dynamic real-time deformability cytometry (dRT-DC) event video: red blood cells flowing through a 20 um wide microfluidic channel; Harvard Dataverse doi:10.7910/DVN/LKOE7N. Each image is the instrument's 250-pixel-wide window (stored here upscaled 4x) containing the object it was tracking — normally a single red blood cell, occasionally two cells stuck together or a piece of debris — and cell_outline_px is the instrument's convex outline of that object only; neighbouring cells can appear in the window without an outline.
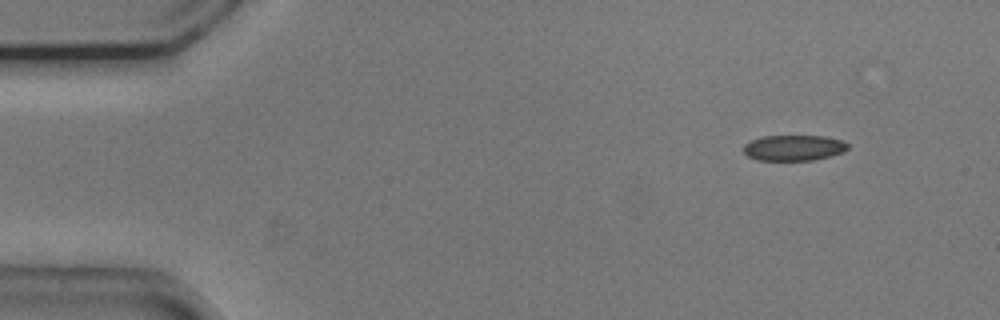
{"species": "common noctule bat (a hibernating species)", "species_latin": "Nyctalus noctula", "temperature_condition": "cold", "stored_images_in_passage": 42, "camera_frame_rate_fps": 3000, "um_per_image_px": 0.085, "animal": {"sex": "male", "body_mass_g": 20.5, "forearm_length_mm": 52.5}, "frame": {"image": 1, "passage_image": 1, "time_ms": 0.0, "image_size_px": [1000, 320], "cell_outline_px": [[848, 148], [844, 152], [832, 156], [812, 160], [756, 160], [748, 156], [744, 152], [744, 144], [752, 140], [764, 136], [824, 136], [844, 140], [848, 144]], "centroid_in_image_um": [67.51, 12.56], "position_along_channel_um": 17.5, "area_um2": 15.66}}
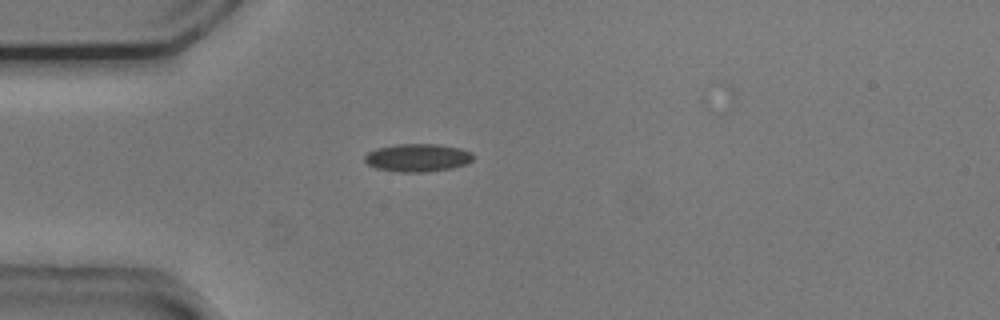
{"frame": {"image": 2, "passage_image": 10, "time_ms": 3.0, "image_size_px": [1000, 320], "cell_outline_px": [[476, 156], [472, 160], [464, 164], [452, 168], [424, 172], [400, 172], [376, 168], [368, 164], [364, 160], [364, 156], [368, 152], [376, 148], [396, 144], [436, 144], [460, 148], [472, 152]], "centroid_in_image_um": [35.5, 13.4], "position_along_channel_um": 49.5, "area_um2": 17.69}}
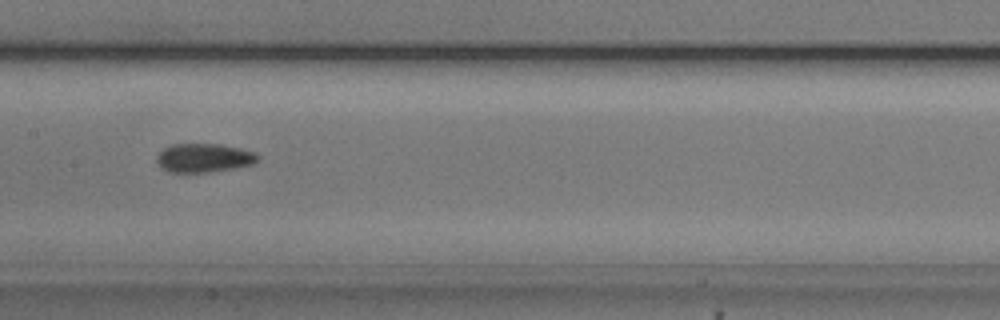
{"frame": {"image": 3, "passage_image": 22, "time_ms": 7.0, "image_size_px": [1000, 320], "cell_outline_px": [[260, 156], [252, 164], [232, 168], [208, 172], [168, 172], [160, 168], [156, 164], [156, 156], [164, 148], [172, 144], [220, 144], [240, 148], [256, 152]], "centroid_in_image_um": [17.29, 13.42], "position_along_channel_um": 190.1, "area_um2": 16.99}, "authors_computed_cell_mechanics": {"area_um2": 16.8198, "velocity_mm_per_s": 3.7696, "shape_relaxation_time_tau1_ms": 3.0168, "shape_relaxation_time_tau2_ms": 2.3915, "deformation_change_tau1": 0.0956, "deformation_change_tau2": 0.0764}}